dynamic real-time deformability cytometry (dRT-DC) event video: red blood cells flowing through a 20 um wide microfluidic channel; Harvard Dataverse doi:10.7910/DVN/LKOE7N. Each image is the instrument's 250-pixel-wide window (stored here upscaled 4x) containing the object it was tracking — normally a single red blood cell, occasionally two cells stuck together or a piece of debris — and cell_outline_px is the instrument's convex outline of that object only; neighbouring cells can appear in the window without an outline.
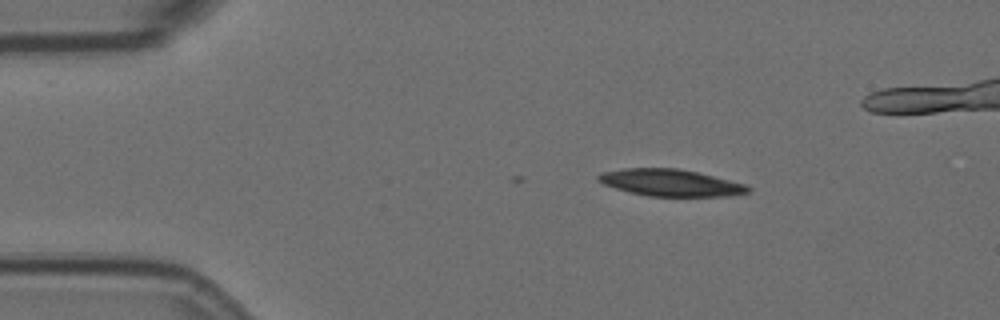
{"species": "Egyptian fruit bat (a non-hibernating species)", "species_latin": "Rousettus aegyptiacus", "temperature_condition": "room temperature", "stored_images_in_passage": 4, "camera_frame_rate_fps": 3000, "um_per_image_px": 0.085, "animal": {"sex": "female"}, "frame": {"image": 1, "passage_image": 2, "time_ms": 0.333, "image_size_px": [1000, 320], "cell_outline_px": [[752, 188], [748, 192], [732, 196], [648, 196], [628, 192], [604, 184], [596, 180], [596, 176], [600, 172], [624, 168], [676, 168], [696, 172], [744, 184]], "centroid_in_image_um": [56.94, 15.53], "position_along_channel_um": 28.1, "area_um2": 23.35}}